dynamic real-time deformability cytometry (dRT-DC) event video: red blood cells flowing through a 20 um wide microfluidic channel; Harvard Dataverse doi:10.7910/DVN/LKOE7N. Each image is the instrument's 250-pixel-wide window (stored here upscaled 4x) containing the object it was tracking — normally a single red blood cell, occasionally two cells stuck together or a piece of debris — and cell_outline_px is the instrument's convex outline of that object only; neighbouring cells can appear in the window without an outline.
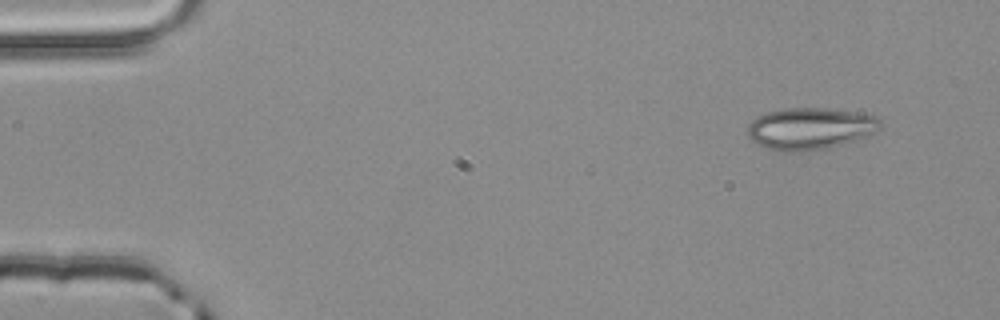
{"species": "common noctule bat (a hibernating species)", "species_latin": "Nyctalus noctula", "temperature_condition": "room temperature", "stored_images_in_passage": 3, "camera_frame_rate_fps": 3000, "um_per_image_px": 0.085, "animal": {"sex": "male", "body_mass_g": 20.4}, "frame": {"image": 1, "passage_image": 1, "time_ms": 0.0, "image_size_px": [1000, 320], "cell_outline_px": [[880, 128], [856, 140], [824, 148], [804, 152], [776, 152], [764, 148], [752, 140], [748, 136], [748, 124], [752, 120], [768, 112], [784, 108], [828, 108], [856, 112], [876, 116], [880, 120]], "centroid_in_image_um": [68.81, 10.94], "position_along_channel_um": 16.2, "area_um2": 32.31}}